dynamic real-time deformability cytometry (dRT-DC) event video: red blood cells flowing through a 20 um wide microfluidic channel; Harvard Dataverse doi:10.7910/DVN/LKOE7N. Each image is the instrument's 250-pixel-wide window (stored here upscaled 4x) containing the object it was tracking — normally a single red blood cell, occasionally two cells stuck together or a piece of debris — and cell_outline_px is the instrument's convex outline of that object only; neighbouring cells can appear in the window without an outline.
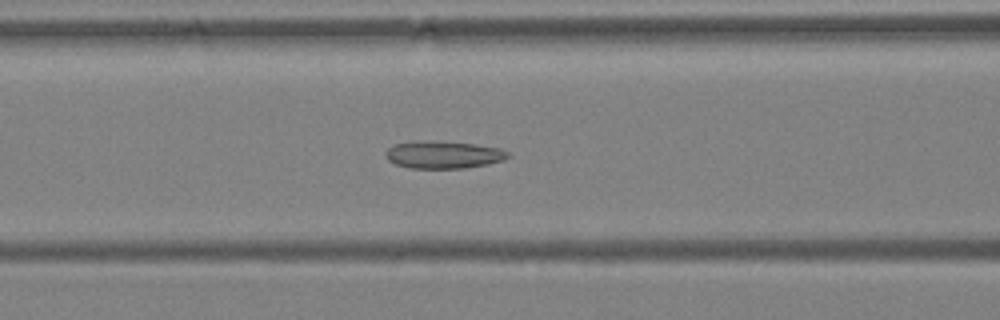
{"species": "Egyptian fruit bat (a non-hibernating species)", "species_latin": "Rousettus aegyptiacus", "temperature_condition": "warm", "stored_images_in_passage": 50, "camera_frame_rate_fps": 3000, "um_per_image_px": 0.085, "animal": {"sex": "female"}, "frame": {"image": 1, "passage_image": 21, "time_ms": 6.667, "image_size_px": [1000, 320], "cell_outline_px": [[512, 156], [504, 160], [488, 164], [464, 168], [412, 168], [396, 164], [388, 160], [384, 152], [388, 148], [396, 144], [416, 140], [436, 140], [476, 144], [500, 148], [508, 152]], "centroid_in_image_um": [37.71, 13.13], "position_along_channel_um": 128.9, "area_um2": 19.83}}
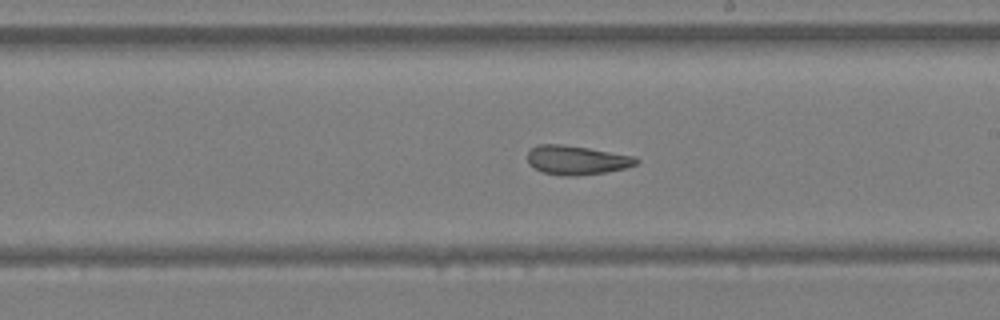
{"frame": {"image": 2, "passage_image": 29, "time_ms": 9.333, "image_size_px": [1000, 320], "cell_outline_px": [[640, 160], [636, 164], [624, 168], [604, 172], [576, 176], [564, 176], [540, 172], [528, 164], [528, 152], [532, 148], [540, 144], [564, 144], [636, 156]], "centroid_in_image_um": [49.0, 13.61], "position_along_channel_um": 240.0, "area_um2": 18.5}}
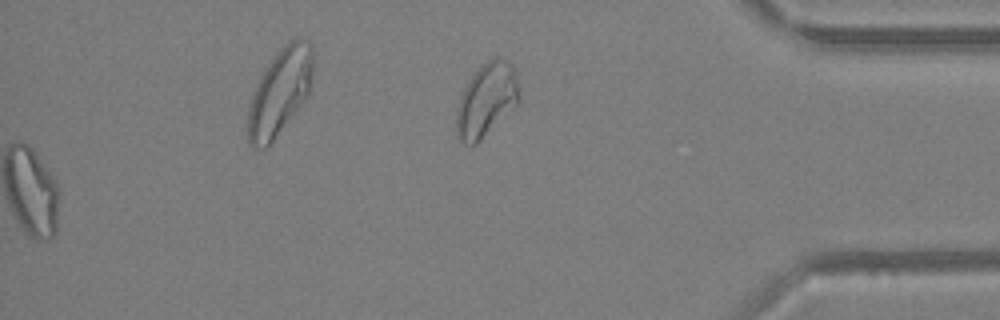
{"frame": {"image": 3, "passage_image": 50, "time_ms": 16.333, "image_size_px": [1000, 320], "cell_outline_px": [[520, 100], [476, 144], [464, 144], [456, 140], [456, 108], [460, 96], [468, 80], [492, 56], [504, 56], [512, 64], [516, 72], [520, 92]], "centroid_in_image_um": [41.34, 8.47], "position_along_channel_um": 393.9, "area_um2": 26.99}, "authors_computed_cell_mechanics": {"area_um2": 21.8195, "velocity_mm_per_s": 4.1762, "shape_relaxation_time_tau1_ms": null, "shape_relaxation_time_tau2_ms": 3.8141, "deformation_change_tau1": null, "deformation_change_tau2": 0.1088}}